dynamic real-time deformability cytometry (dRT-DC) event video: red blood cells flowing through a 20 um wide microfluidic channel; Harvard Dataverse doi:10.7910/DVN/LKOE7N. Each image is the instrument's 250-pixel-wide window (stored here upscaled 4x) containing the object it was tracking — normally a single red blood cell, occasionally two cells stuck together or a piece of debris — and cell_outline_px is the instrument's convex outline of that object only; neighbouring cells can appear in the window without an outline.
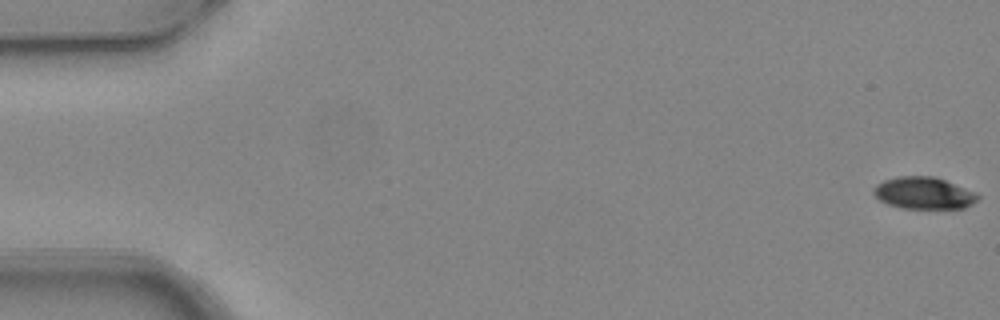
{"species": "common noctule bat (a hibernating species)", "species_latin": "Nyctalus noctula", "temperature_condition": "warm", "stored_images_in_passage": 5, "camera_frame_rate_fps": 3000, "um_per_image_px": 0.085, "animal": {"sex": "female", "body_mass_g": 24.6, "forearm_length_mm": 56.2}, "frame": {"image": 1, "passage_image": 1, "time_ms": 0.0, "image_size_px": [1000, 320], "cell_outline_px": [[980, 196], [972, 204], [964, 208], [900, 208], [888, 204], [880, 200], [872, 192], [872, 188], [876, 184], [884, 180], [896, 176], [936, 176], [972, 192]], "centroid_in_image_um": [78.45, 16.4], "position_along_channel_um": 6.5, "area_um2": 19.25}}
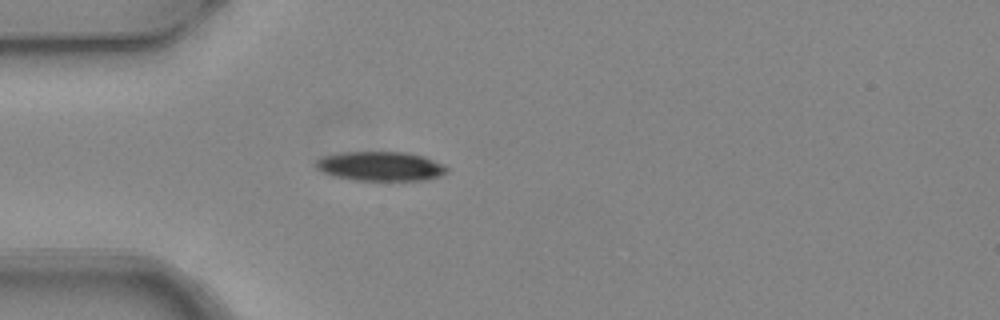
{"frame": {"image": 2, "passage_image": 5, "time_ms": 1.333, "image_size_px": [1000, 320], "cell_outline_px": [[448, 172], [440, 176], [428, 180], [356, 180], [336, 176], [324, 172], [316, 168], [316, 160], [320, 156], [340, 152], [408, 152], [424, 156], [444, 164], [448, 168]], "centroid_in_image_um": [32.37, 14.12], "position_along_channel_um": 52.6, "area_um2": 22.54}}